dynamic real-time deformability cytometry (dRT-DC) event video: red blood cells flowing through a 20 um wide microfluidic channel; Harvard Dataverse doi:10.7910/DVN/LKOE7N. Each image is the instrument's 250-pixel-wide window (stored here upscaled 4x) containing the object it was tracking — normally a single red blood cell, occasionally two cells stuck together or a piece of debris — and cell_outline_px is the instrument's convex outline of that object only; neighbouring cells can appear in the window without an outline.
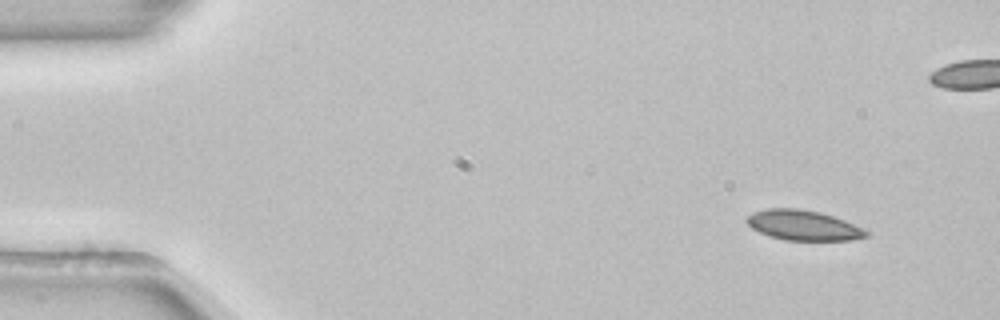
{"species": "common noctule bat (a hibernating species)", "species_latin": "Nyctalus noctula", "temperature_condition": "room temperature", "stored_images_in_passage": 47, "camera_frame_rate_fps": 3000, "um_per_image_px": 0.085, "animal": {"sex": "female", "body_mass_g": 22.7, "forearm_length_mm": 54.2}, "frame": {"image": 1, "passage_image": 1, "time_ms": 0.0, "image_size_px": [1000, 320], "cell_outline_px": [[868, 236], [852, 240], [784, 240], [760, 232], [752, 228], [744, 220], [752, 212], [768, 208], [796, 208], [820, 212], [844, 220], [868, 232]], "centroid_in_image_um": [68.24, 19.14], "position_along_channel_um": 16.8, "area_um2": 20.69}, "authors_computed_cell_mechanics": {"area_um2": 21.2126, "velocity_mm_per_s": 3.8692, "shape_relaxation_time_tau1_ms": 7.3982, "shape_relaxation_time_tau2_ms": 2.506, "deformation_change_tau1": 0.132, "deformation_change_tau2": 0.0586}}